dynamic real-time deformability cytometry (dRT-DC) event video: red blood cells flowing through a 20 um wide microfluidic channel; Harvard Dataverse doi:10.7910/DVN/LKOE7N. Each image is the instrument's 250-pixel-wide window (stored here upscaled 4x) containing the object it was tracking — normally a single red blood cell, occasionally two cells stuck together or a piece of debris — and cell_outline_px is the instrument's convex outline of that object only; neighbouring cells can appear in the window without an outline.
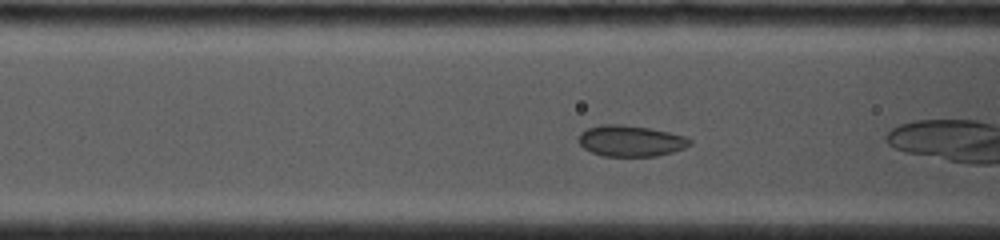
{"species": "common noctule bat (a hibernating species)", "species_latin": "Nyctalus noctula", "temperature_condition": "cold", "stored_images_in_passage": 14, "camera_frame_rate_fps": 4000, "um_per_image_px": 0.085, "animal": {"sex": "female", "body_mass_g": 19.0, "forearm_length_mm": 53.3}, "frame": {"image": 1, "passage_image": 9, "time_ms": 1.5, "image_size_px": [1000, 240], "cell_outline_px": [[692, 144], [684, 148], [672, 152], [656, 156], [604, 156], [592, 152], [584, 148], [576, 140], [580, 132], [588, 128], [600, 124], [624, 124], [648, 128], [668, 132], [684, 136], [692, 140]], "centroid_in_image_um": [53.58, 11.97], "position_along_channel_um": 113.0, "area_um2": 20.23}}